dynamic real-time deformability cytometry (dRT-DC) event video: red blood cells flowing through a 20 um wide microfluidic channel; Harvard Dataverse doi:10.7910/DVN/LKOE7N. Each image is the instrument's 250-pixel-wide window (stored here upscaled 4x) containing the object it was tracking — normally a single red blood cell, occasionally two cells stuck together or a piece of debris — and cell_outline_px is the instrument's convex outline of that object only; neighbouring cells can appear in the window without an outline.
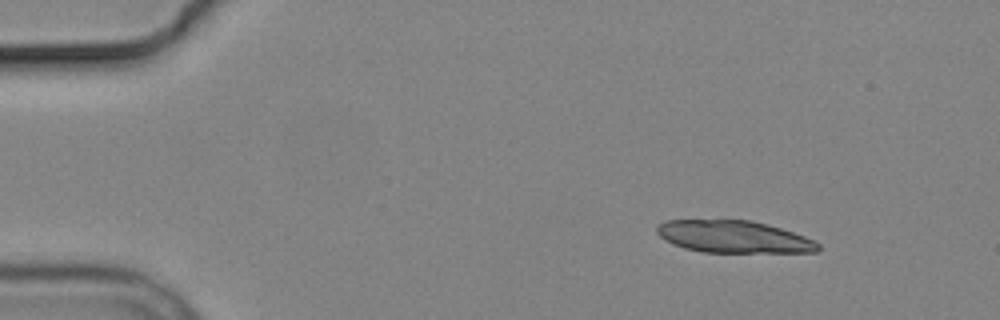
{"species": "common noctule bat (a hibernating species)", "species_latin": "Nyctalus noctula", "temperature_condition": "cold", "stored_images_in_passage": 4, "segment_of_instrument_passage": [1, 2], "camera_frame_rate_fps": 3000, "um_per_image_px": 0.085, "animal": {"sex": "male", "body_mass_g": 19.2, "forearm_length_mm": 51.8}, "frame": {"image": 1, "passage_image": 1, "time_ms": 0.0, "image_size_px": [1000, 320], "cell_outline_px": [[820, 248], [816, 252], [704, 252], [684, 248], [672, 244], [664, 240], [656, 232], [656, 224], [664, 220], [752, 220], [768, 224], [804, 236], [820, 244]], "centroid_in_image_um": [62.31, 20.12], "position_along_channel_um": 22.7, "area_um2": 30.29}}